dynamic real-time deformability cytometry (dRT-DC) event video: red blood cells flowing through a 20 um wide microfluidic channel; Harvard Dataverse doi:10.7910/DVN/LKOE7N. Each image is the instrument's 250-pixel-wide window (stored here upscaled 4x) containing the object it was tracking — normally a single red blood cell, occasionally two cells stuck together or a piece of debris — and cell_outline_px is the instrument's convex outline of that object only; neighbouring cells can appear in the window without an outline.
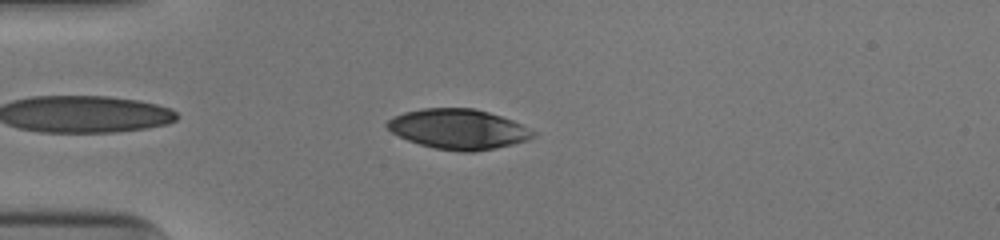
{"species": "human", "species_latin": "Homo sapiens", "temperature_condition": "cold", "stored_images_in_passage": 42, "camera_frame_rate_fps": 3000, "um_per_image_px": 0.085, "donor": {"sex": "male"}, "frame": {"image": 1, "passage_image": 4, "time_ms": 1.0, "image_size_px": [1000, 240], "cell_outline_px": [[536, 136], [528, 140], [496, 148], [472, 152], [460, 152], [436, 148], [420, 144], [408, 140], [392, 132], [384, 124], [392, 116], [404, 112], [424, 108], [476, 108], [512, 120], [536, 132]], "centroid_in_image_um": [38.96, 10.97], "position_along_channel_um": 46.0, "area_um2": 33.99}}
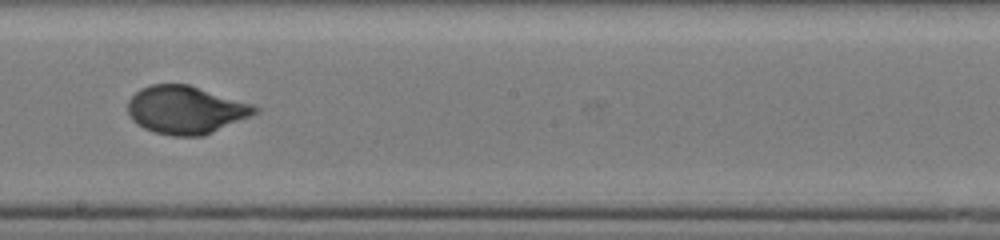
{"frame": {"image": 2, "passage_image": 20, "time_ms": 6.333, "image_size_px": [1000, 240], "cell_outline_px": [[260, 112], [252, 116], [204, 136], [172, 136], [152, 132], [136, 124], [132, 120], [128, 112], [128, 100], [140, 88], [152, 84], [188, 84], [252, 104], [260, 108]], "centroid_in_image_um": [15.79, 9.35], "position_along_channel_um": 232.4, "area_um2": 35.72}}
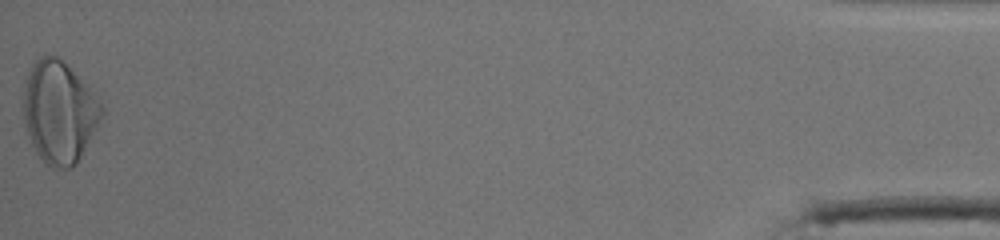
{"frame": {"image": 3, "passage_image": 42, "time_ms": 13.667, "image_size_px": [1000, 240], "cell_outline_px": [[104, 112], [76, 164], [72, 168], [60, 168], [44, 164], [36, 152], [32, 144], [24, 120], [24, 84], [28, 72], [32, 64], [40, 56], [60, 56], [92, 92], [104, 108]], "centroid_in_image_um": [5.01, 9.51], "position_along_channel_um": 430.2, "area_um2": 45.95}, "authors_computed_cell_mechanics": {"area_um2": 35.4892, "velocity_mm_per_s": 3.9339, "shape_relaxation_time_tau1_ms": 3.4044, "shape_relaxation_time_tau2_ms": 0.6855, "deformation_change_tau1": 0.1789, "deformation_change_tau2": 0.0466}}